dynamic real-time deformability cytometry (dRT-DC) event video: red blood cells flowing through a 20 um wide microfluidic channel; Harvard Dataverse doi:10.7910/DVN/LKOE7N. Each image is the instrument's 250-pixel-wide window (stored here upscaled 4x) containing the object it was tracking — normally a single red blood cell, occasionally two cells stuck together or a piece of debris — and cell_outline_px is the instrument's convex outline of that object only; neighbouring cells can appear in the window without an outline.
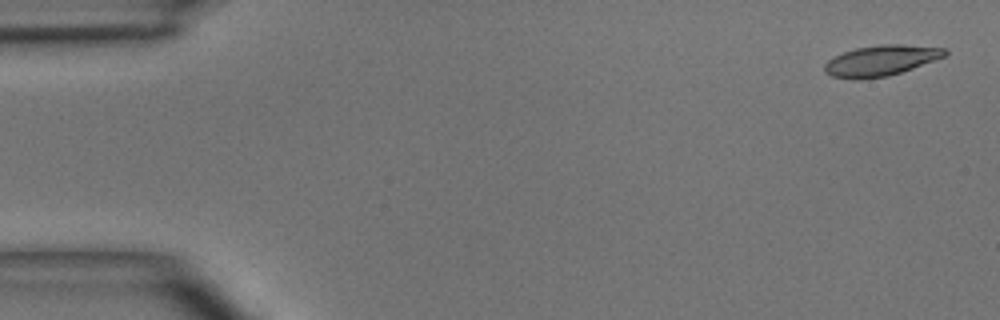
{"species": "common noctule bat (a hibernating species)", "species_latin": "Nyctalus noctula", "temperature_condition": "room temperature", "stored_images_in_passage": 4, "camera_frame_rate_fps": 3000, "um_per_image_px": 0.085, "animal": {"sex": "male", "body_mass_g": 15.6}, "frame": {"image": 1, "passage_image": 1, "time_ms": 0.0, "image_size_px": [1000, 320], "cell_outline_px": [[948, 52], [944, 56], [912, 68], [888, 76], [860, 80], [852, 80], [832, 76], [824, 72], [824, 64], [832, 56], [856, 48], [880, 44], [900, 44], [948, 48]], "centroid_in_image_um": [74.83, 5.15], "position_along_channel_um": 10.2, "area_um2": 21.56}}
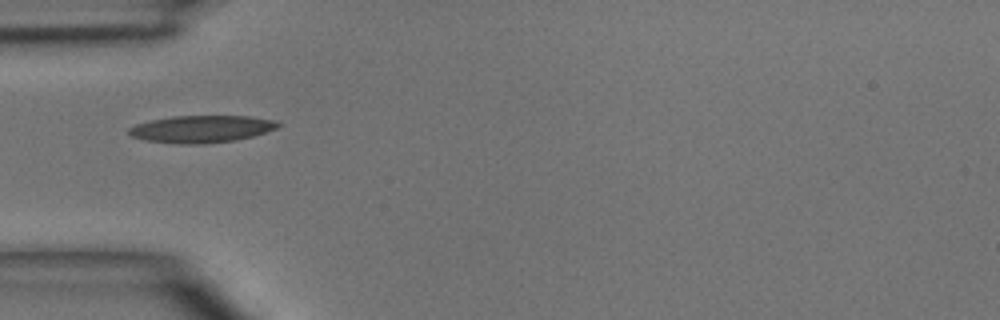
{"frame": {"image": 2, "passage_image": 4, "time_ms": 4.333, "image_size_px": [1000, 320], "cell_outline_px": [[280, 124], [276, 128], [252, 136], [236, 140], [204, 144], [180, 144], [144, 140], [132, 136], [128, 132], [128, 128], [136, 124], [152, 120], [172, 116], [248, 116], [272, 120]], "centroid_in_image_um": [17.08, 10.97], "position_along_channel_um": 67.9, "area_um2": 23.41}}